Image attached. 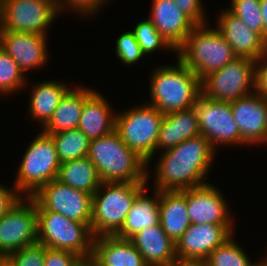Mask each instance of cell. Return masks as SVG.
<instances>
[{
  "mask_svg": "<svg viewBox=\"0 0 267 266\" xmlns=\"http://www.w3.org/2000/svg\"><path fill=\"white\" fill-rule=\"evenodd\" d=\"M115 52L118 59L127 65L138 63L141 58L145 57L132 30L125 31L116 39Z\"/></svg>",
  "mask_w": 267,
  "mask_h": 266,
  "instance_id": "cell-35",
  "label": "cell"
},
{
  "mask_svg": "<svg viewBox=\"0 0 267 266\" xmlns=\"http://www.w3.org/2000/svg\"><path fill=\"white\" fill-rule=\"evenodd\" d=\"M15 186L8 188L0 183V218L8 213L23 197Z\"/></svg>",
  "mask_w": 267,
  "mask_h": 266,
  "instance_id": "cell-40",
  "label": "cell"
},
{
  "mask_svg": "<svg viewBox=\"0 0 267 266\" xmlns=\"http://www.w3.org/2000/svg\"><path fill=\"white\" fill-rule=\"evenodd\" d=\"M231 7L227 10L241 19L249 29L264 37L263 17L260 0H230Z\"/></svg>",
  "mask_w": 267,
  "mask_h": 266,
  "instance_id": "cell-33",
  "label": "cell"
},
{
  "mask_svg": "<svg viewBox=\"0 0 267 266\" xmlns=\"http://www.w3.org/2000/svg\"><path fill=\"white\" fill-rule=\"evenodd\" d=\"M26 76L17 62L0 46V94L17 92L26 84Z\"/></svg>",
  "mask_w": 267,
  "mask_h": 266,
  "instance_id": "cell-31",
  "label": "cell"
},
{
  "mask_svg": "<svg viewBox=\"0 0 267 266\" xmlns=\"http://www.w3.org/2000/svg\"><path fill=\"white\" fill-rule=\"evenodd\" d=\"M230 103L241 139L247 146L267 143V98L254 91Z\"/></svg>",
  "mask_w": 267,
  "mask_h": 266,
  "instance_id": "cell-14",
  "label": "cell"
},
{
  "mask_svg": "<svg viewBox=\"0 0 267 266\" xmlns=\"http://www.w3.org/2000/svg\"><path fill=\"white\" fill-rule=\"evenodd\" d=\"M70 89L67 84L59 81H43L34 85L30 92L29 115L40 121L42 127L52 117L62 97Z\"/></svg>",
  "mask_w": 267,
  "mask_h": 266,
  "instance_id": "cell-27",
  "label": "cell"
},
{
  "mask_svg": "<svg viewBox=\"0 0 267 266\" xmlns=\"http://www.w3.org/2000/svg\"><path fill=\"white\" fill-rule=\"evenodd\" d=\"M132 32L141 47L143 54L146 56L147 54H151L160 48L176 51L157 31L156 27L149 18L148 20L146 19L138 22Z\"/></svg>",
  "mask_w": 267,
  "mask_h": 266,
  "instance_id": "cell-32",
  "label": "cell"
},
{
  "mask_svg": "<svg viewBox=\"0 0 267 266\" xmlns=\"http://www.w3.org/2000/svg\"><path fill=\"white\" fill-rule=\"evenodd\" d=\"M0 266H10V265H9V263L4 258H2L0 260Z\"/></svg>",
  "mask_w": 267,
  "mask_h": 266,
  "instance_id": "cell-44",
  "label": "cell"
},
{
  "mask_svg": "<svg viewBox=\"0 0 267 266\" xmlns=\"http://www.w3.org/2000/svg\"><path fill=\"white\" fill-rule=\"evenodd\" d=\"M260 10L263 17V25H264L263 40L267 43V0H260Z\"/></svg>",
  "mask_w": 267,
  "mask_h": 266,
  "instance_id": "cell-42",
  "label": "cell"
},
{
  "mask_svg": "<svg viewBox=\"0 0 267 266\" xmlns=\"http://www.w3.org/2000/svg\"><path fill=\"white\" fill-rule=\"evenodd\" d=\"M115 113V114H114ZM106 98L95 91L84 103L78 127L89 140H95L115 130L116 112Z\"/></svg>",
  "mask_w": 267,
  "mask_h": 266,
  "instance_id": "cell-23",
  "label": "cell"
},
{
  "mask_svg": "<svg viewBox=\"0 0 267 266\" xmlns=\"http://www.w3.org/2000/svg\"><path fill=\"white\" fill-rule=\"evenodd\" d=\"M87 157L102 182H148L147 162L122 141L116 130L91 140Z\"/></svg>",
  "mask_w": 267,
  "mask_h": 266,
  "instance_id": "cell-2",
  "label": "cell"
},
{
  "mask_svg": "<svg viewBox=\"0 0 267 266\" xmlns=\"http://www.w3.org/2000/svg\"><path fill=\"white\" fill-rule=\"evenodd\" d=\"M74 266H97L92 257L81 258Z\"/></svg>",
  "mask_w": 267,
  "mask_h": 266,
  "instance_id": "cell-43",
  "label": "cell"
},
{
  "mask_svg": "<svg viewBox=\"0 0 267 266\" xmlns=\"http://www.w3.org/2000/svg\"><path fill=\"white\" fill-rule=\"evenodd\" d=\"M47 36L0 30V46L13 58L25 74L29 69L43 67L49 59Z\"/></svg>",
  "mask_w": 267,
  "mask_h": 266,
  "instance_id": "cell-16",
  "label": "cell"
},
{
  "mask_svg": "<svg viewBox=\"0 0 267 266\" xmlns=\"http://www.w3.org/2000/svg\"><path fill=\"white\" fill-rule=\"evenodd\" d=\"M149 188L144 187L136 196L127 214L121 230L116 234L117 237L130 239L137 232L157 225L160 222L159 217V194L160 191L153 189V197L147 196Z\"/></svg>",
  "mask_w": 267,
  "mask_h": 266,
  "instance_id": "cell-26",
  "label": "cell"
},
{
  "mask_svg": "<svg viewBox=\"0 0 267 266\" xmlns=\"http://www.w3.org/2000/svg\"><path fill=\"white\" fill-rule=\"evenodd\" d=\"M163 117V113L146 102L116 114L115 130L122 141L147 162V166L156 152Z\"/></svg>",
  "mask_w": 267,
  "mask_h": 266,
  "instance_id": "cell-7",
  "label": "cell"
},
{
  "mask_svg": "<svg viewBox=\"0 0 267 266\" xmlns=\"http://www.w3.org/2000/svg\"><path fill=\"white\" fill-rule=\"evenodd\" d=\"M80 259L75 253L47 247L44 266H74Z\"/></svg>",
  "mask_w": 267,
  "mask_h": 266,
  "instance_id": "cell-37",
  "label": "cell"
},
{
  "mask_svg": "<svg viewBox=\"0 0 267 266\" xmlns=\"http://www.w3.org/2000/svg\"><path fill=\"white\" fill-rule=\"evenodd\" d=\"M92 258L97 266H148L130 239L116 235L94 237Z\"/></svg>",
  "mask_w": 267,
  "mask_h": 266,
  "instance_id": "cell-21",
  "label": "cell"
},
{
  "mask_svg": "<svg viewBox=\"0 0 267 266\" xmlns=\"http://www.w3.org/2000/svg\"><path fill=\"white\" fill-rule=\"evenodd\" d=\"M233 231V225L191 224L176 242V256L206 259Z\"/></svg>",
  "mask_w": 267,
  "mask_h": 266,
  "instance_id": "cell-17",
  "label": "cell"
},
{
  "mask_svg": "<svg viewBox=\"0 0 267 266\" xmlns=\"http://www.w3.org/2000/svg\"><path fill=\"white\" fill-rule=\"evenodd\" d=\"M109 0H57L59 12L62 13L63 9H72L78 12L81 16L93 15Z\"/></svg>",
  "mask_w": 267,
  "mask_h": 266,
  "instance_id": "cell-36",
  "label": "cell"
},
{
  "mask_svg": "<svg viewBox=\"0 0 267 266\" xmlns=\"http://www.w3.org/2000/svg\"><path fill=\"white\" fill-rule=\"evenodd\" d=\"M255 92L267 98V51L255 60Z\"/></svg>",
  "mask_w": 267,
  "mask_h": 266,
  "instance_id": "cell-39",
  "label": "cell"
},
{
  "mask_svg": "<svg viewBox=\"0 0 267 266\" xmlns=\"http://www.w3.org/2000/svg\"><path fill=\"white\" fill-rule=\"evenodd\" d=\"M258 265H259V266H267V257H266V259H264V260L262 259L261 262L259 261V262H258Z\"/></svg>",
  "mask_w": 267,
  "mask_h": 266,
  "instance_id": "cell-45",
  "label": "cell"
},
{
  "mask_svg": "<svg viewBox=\"0 0 267 266\" xmlns=\"http://www.w3.org/2000/svg\"><path fill=\"white\" fill-rule=\"evenodd\" d=\"M48 135L55 143L60 163L88 155L90 140L79 128Z\"/></svg>",
  "mask_w": 267,
  "mask_h": 266,
  "instance_id": "cell-29",
  "label": "cell"
},
{
  "mask_svg": "<svg viewBox=\"0 0 267 266\" xmlns=\"http://www.w3.org/2000/svg\"><path fill=\"white\" fill-rule=\"evenodd\" d=\"M95 91L83 86L70 88L62 97L52 117L41 127L43 129L41 131L46 134H54L77 128L83 105Z\"/></svg>",
  "mask_w": 267,
  "mask_h": 266,
  "instance_id": "cell-24",
  "label": "cell"
},
{
  "mask_svg": "<svg viewBox=\"0 0 267 266\" xmlns=\"http://www.w3.org/2000/svg\"><path fill=\"white\" fill-rule=\"evenodd\" d=\"M207 27V24L196 25L175 51L177 59L200 80L237 58L233 48L216 27Z\"/></svg>",
  "mask_w": 267,
  "mask_h": 266,
  "instance_id": "cell-4",
  "label": "cell"
},
{
  "mask_svg": "<svg viewBox=\"0 0 267 266\" xmlns=\"http://www.w3.org/2000/svg\"><path fill=\"white\" fill-rule=\"evenodd\" d=\"M218 188L207 183L186 189L187 211L191 224L232 225L226 199Z\"/></svg>",
  "mask_w": 267,
  "mask_h": 266,
  "instance_id": "cell-15",
  "label": "cell"
},
{
  "mask_svg": "<svg viewBox=\"0 0 267 266\" xmlns=\"http://www.w3.org/2000/svg\"><path fill=\"white\" fill-rule=\"evenodd\" d=\"M159 217L163 231L176 243L191 225L187 211L186 190L160 191Z\"/></svg>",
  "mask_w": 267,
  "mask_h": 266,
  "instance_id": "cell-25",
  "label": "cell"
},
{
  "mask_svg": "<svg viewBox=\"0 0 267 266\" xmlns=\"http://www.w3.org/2000/svg\"><path fill=\"white\" fill-rule=\"evenodd\" d=\"M58 13L57 0H3L0 30L47 36V29Z\"/></svg>",
  "mask_w": 267,
  "mask_h": 266,
  "instance_id": "cell-10",
  "label": "cell"
},
{
  "mask_svg": "<svg viewBox=\"0 0 267 266\" xmlns=\"http://www.w3.org/2000/svg\"><path fill=\"white\" fill-rule=\"evenodd\" d=\"M215 150L202 135L191 137L163 154L155 168V188L159 191H182L207 184Z\"/></svg>",
  "mask_w": 267,
  "mask_h": 266,
  "instance_id": "cell-1",
  "label": "cell"
},
{
  "mask_svg": "<svg viewBox=\"0 0 267 266\" xmlns=\"http://www.w3.org/2000/svg\"><path fill=\"white\" fill-rule=\"evenodd\" d=\"M36 210L59 213L91 226L93 195L65 185L57 179L40 187L32 196Z\"/></svg>",
  "mask_w": 267,
  "mask_h": 266,
  "instance_id": "cell-11",
  "label": "cell"
},
{
  "mask_svg": "<svg viewBox=\"0 0 267 266\" xmlns=\"http://www.w3.org/2000/svg\"><path fill=\"white\" fill-rule=\"evenodd\" d=\"M148 182H102L93 194L91 232L116 235L124 225L137 194Z\"/></svg>",
  "mask_w": 267,
  "mask_h": 266,
  "instance_id": "cell-5",
  "label": "cell"
},
{
  "mask_svg": "<svg viewBox=\"0 0 267 266\" xmlns=\"http://www.w3.org/2000/svg\"><path fill=\"white\" fill-rule=\"evenodd\" d=\"M194 108L198 115L200 133L209 141L214 150L217 145H247L241 139L230 102L212 100L201 94Z\"/></svg>",
  "mask_w": 267,
  "mask_h": 266,
  "instance_id": "cell-12",
  "label": "cell"
},
{
  "mask_svg": "<svg viewBox=\"0 0 267 266\" xmlns=\"http://www.w3.org/2000/svg\"><path fill=\"white\" fill-rule=\"evenodd\" d=\"M149 19L176 50L197 25L181 11L174 0H152Z\"/></svg>",
  "mask_w": 267,
  "mask_h": 266,
  "instance_id": "cell-19",
  "label": "cell"
},
{
  "mask_svg": "<svg viewBox=\"0 0 267 266\" xmlns=\"http://www.w3.org/2000/svg\"><path fill=\"white\" fill-rule=\"evenodd\" d=\"M177 63L158 66L150 78L151 98L147 104L164 115L194 107L201 95L200 78L179 59Z\"/></svg>",
  "mask_w": 267,
  "mask_h": 266,
  "instance_id": "cell-3",
  "label": "cell"
},
{
  "mask_svg": "<svg viewBox=\"0 0 267 266\" xmlns=\"http://www.w3.org/2000/svg\"><path fill=\"white\" fill-rule=\"evenodd\" d=\"M46 250L47 247L44 244L36 242L17 250L4 259L10 266H44Z\"/></svg>",
  "mask_w": 267,
  "mask_h": 266,
  "instance_id": "cell-34",
  "label": "cell"
},
{
  "mask_svg": "<svg viewBox=\"0 0 267 266\" xmlns=\"http://www.w3.org/2000/svg\"><path fill=\"white\" fill-rule=\"evenodd\" d=\"M37 239L51 249L92 257L94 236L87 224L46 210H37Z\"/></svg>",
  "mask_w": 267,
  "mask_h": 266,
  "instance_id": "cell-6",
  "label": "cell"
},
{
  "mask_svg": "<svg viewBox=\"0 0 267 266\" xmlns=\"http://www.w3.org/2000/svg\"><path fill=\"white\" fill-rule=\"evenodd\" d=\"M216 26L239 58L257 60L267 51V43L263 37L249 29L241 19L227 9L219 15Z\"/></svg>",
  "mask_w": 267,
  "mask_h": 266,
  "instance_id": "cell-18",
  "label": "cell"
},
{
  "mask_svg": "<svg viewBox=\"0 0 267 266\" xmlns=\"http://www.w3.org/2000/svg\"><path fill=\"white\" fill-rule=\"evenodd\" d=\"M60 165L52 137L41 131L26 149L14 186L21 194L30 197L57 178Z\"/></svg>",
  "mask_w": 267,
  "mask_h": 266,
  "instance_id": "cell-8",
  "label": "cell"
},
{
  "mask_svg": "<svg viewBox=\"0 0 267 266\" xmlns=\"http://www.w3.org/2000/svg\"><path fill=\"white\" fill-rule=\"evenodd\" d=\"M130 240L148 266H170L177 258L176 243L160 223L137 232Z\"/></svg>",
  "mask_w": 267,
  "mask_h": 266,
  "instance_id": "cell-20",
  "label": "cell"
},
{
  "mask_svg": "<svg viewBox=\"0 0 267 266\" xmlns=\"http://www.w3.org/2000/svg\"><path fill=\"white\" fill-rule=\"evenodd\" d=\"M183 13L189 16L197 25L207 24L202 0H174Z\"/></svg>",
  "mask_w": 267,
  "mask_h": 266,
  "instance_id": "cell-38",
  "label": "cell"
},
{
  "mask_svg": "<svg viewBox=\"0 0 267 266\" xmlns=\"http://www.w3.org/2000/svg\"><path fill=\"white\" fill-rule=\"evenodd\" d=\"M255 91V60L237 57L201 80V94L232 102Z\"/></svg>",
  "mask_w": 267,
  "mask_h": 266,
  "instance_id": "cell-9",
  "label": "cell"
},
{
  "mask_svg": "<svg viewBox=\"0 0 267 266\" xmlns=\"http://www.w3.org/2000/svg\"><path fill=\"white\" fill-rule=\"evenodd\" d=\"M201 134L194 107L165 114L159 129L157 149L169 150Z\"/></svg>",
  "mask_w": 267,
  "mask_h": 266,
  "instance_id": "cell-22",
  "label": "cell"
},
{
  "mask_svg": "<svg viewBox=\"0 0 267 266\" xmlns=\"http://www.w3.org/2000/svg\"><path fill=\"white\" fill-rule=\"evenodd\" d=\"M56 179L92 195L102 184L97 168L87 156L61 163Z\"/></svg>",
  "mask_w": 267,
  "mask_h": 266,
  "instance_id": "cell-28",
  "label": "cell"
},
{
  "mask_svg": "<svg viewBox=\"0 0 267 266\" xmlns=\"http://www.w3.org/2000/svg\"><path fill=\"white\" fill-rule=\"evenodd\" d=\"M170 266H208L206 259L177 257Z\"/></svg>",
  "mask_w": 267,
  "mask_h": 266,
  "instance_id": "cell-41",
  "label": "cell"
},
{
  "mask_svg": "<svg viewBox=\"0 0 267 266\" xmlns=\"http://www.w3.org/2000/svg\"><path fill=\"white\" fill-rule=\"evenodd\" d=\"M38 242L36 202L23 196L0 218V257Z\"/></svg>",
  "mask_w": 267,
  "mask_h": 266,
  "instance_id": "cell-13",
  "label": "cell"
},
{
  "mask_svg": "<svg viewBox=\"0 0 267 266\" xmlns=\"http://www.w3.org/2000/svg\"><path fill=\"white\" fill-rule=\"evenodd\" d=\"M233 236L208 255L206 258L208 266H258V262H250L244 249L234 242Z\"/></svg>",
  "mask_w": 267,
  "mask_h": 266,
  "instance_id": "cell-30",
  "label": "cell"
}]
</instances>
